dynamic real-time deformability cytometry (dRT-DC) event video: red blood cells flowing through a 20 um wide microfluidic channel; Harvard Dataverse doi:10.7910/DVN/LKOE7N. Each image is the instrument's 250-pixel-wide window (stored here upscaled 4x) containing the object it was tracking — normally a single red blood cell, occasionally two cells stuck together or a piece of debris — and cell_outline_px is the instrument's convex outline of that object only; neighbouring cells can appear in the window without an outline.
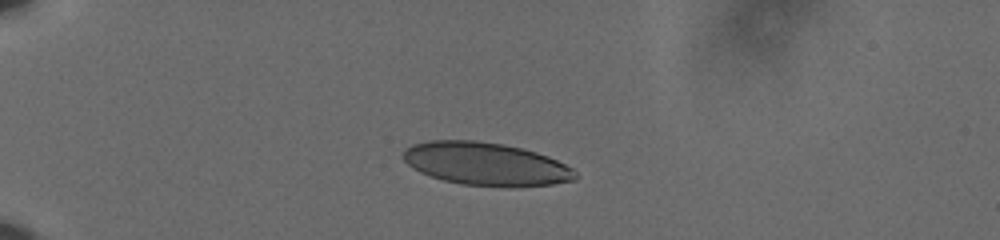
{"species": "human", "species_latin": "Homo sapiens", "temperature_condition": "cold", "stored_images_in_passage": 43, "camera_frame_rate_fps": 3000, "um_per_image_px": 0.085, "donor": {"sex": "male"}, "frame": {"image": 1, "passage_image": 1, "time_ms": 0.0, "image_size_px": [1000, 240], "cell_outline_px": [[580, 176], [576, 180], [552, 184], [512, 188], [460, 184], [444, 180], [420, 172], [412, 168], [404, 160], [404, 148], [412, 144], [432, 140], [476, 140], [504, 144], [536, 152], [548, 156], [572, 168]], "centroid_in_image_um": [41.33, 13.94], "position_along_channel_um": 43.7, "area_um2": 43.41}}
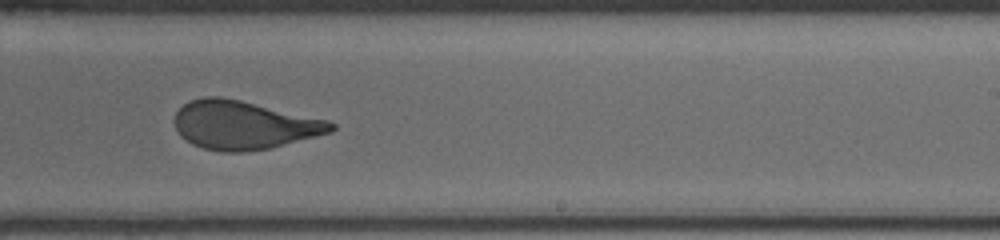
{"frame": {"image": 2, "passage_image": 24, "time_ms": 7.667, "image_size_px": [1000, 240], "cell_outline_px": [[336, 128], [332, 132], [268, 148], [244, 152], [220, 152], [204, 148], [192, 144], [180, 136], [176, 128], [176, 112], [184, 104], [192, 100], [204, 96], [220, 96], [240, 100], [328, 120], [336, 124]], "centroid_in_image_um": [20.72, 10.63], "position_along_channel_um": 268.3, "area_um2": 43.93}}
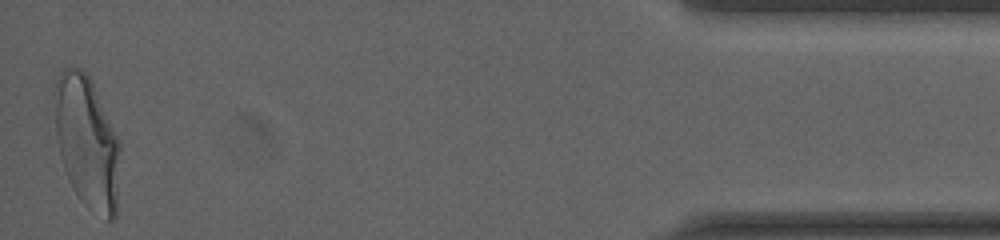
{"frame": {"image": 3, "passage_image": 43, "time_ms": 14.0, "image_size_px": [1000, 240], "cell_outline_px": [[120, 152], [116, 216], [112, 220], [108, 220], [84, 204], [80, 200], [72, 188], [68, 180], [60, 156], [56, 136], [56, 80], [60, 72], [64, 68], [80, 68], [88, 76], [120, 140]], "centroid_in_image_um": [7.41, 12.13], "position_along_channel_um": 427.8, "area_um2": 49.82}, "authors_computed_cell_mechanics": {"area_um2": 44.8528, "velocity_mm_per_s": 3.6141, "shape_relaxation_time_tau1_ms": 5.63, "shape_relaxation_time_tau2_ms": 0.7675, "deformation_change_tau1": 0.1963, "deformation_change_tau2": 0.0924}}